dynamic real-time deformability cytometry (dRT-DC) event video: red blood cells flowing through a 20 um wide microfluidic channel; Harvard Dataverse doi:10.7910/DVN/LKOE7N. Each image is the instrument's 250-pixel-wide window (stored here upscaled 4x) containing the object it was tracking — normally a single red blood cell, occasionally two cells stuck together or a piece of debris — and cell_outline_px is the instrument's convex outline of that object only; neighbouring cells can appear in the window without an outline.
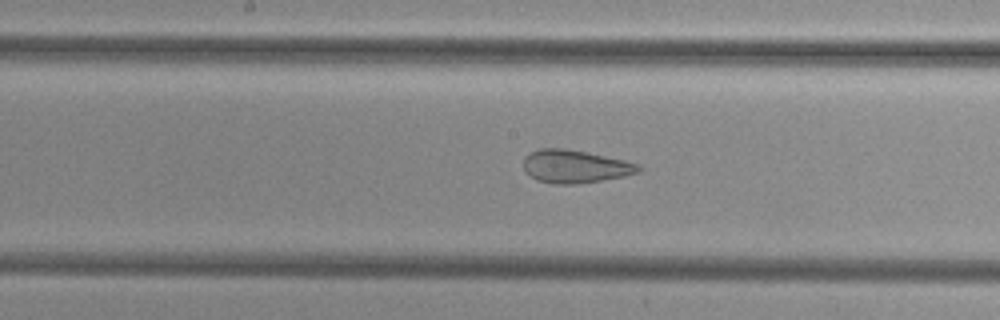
{"species": "common noctule bat (a hibernating species)", "species_latin": "Nyctalus noctula", "temperature_condition": "cold", "stored_images_in_passage": 50, "segment_of_instrument_passage": [2, 2], "camera_frame_rate_fps": 3000, "um_per_image_px": 0.085, "animal": {"sex": "female", "body_mass_g": 29.2, "forearm_length_mm": 56.3}, "frame": {"image": 1, "passage_image": 26, "time_ms": 8.333, "image_size_px": [1000, 320], "cell_outline_px": [[644, 168], [640, 172], [624, 176], [576, 184], [552, 184], [536, 180], [524, 172], [524, 156], [540, 148], [564, 148], [624, 160], [640, 164]], "centroid_in_image_um": [48.87, 14.16], "position_along_channel_um": 199.3, "area_um2": 22.14}}
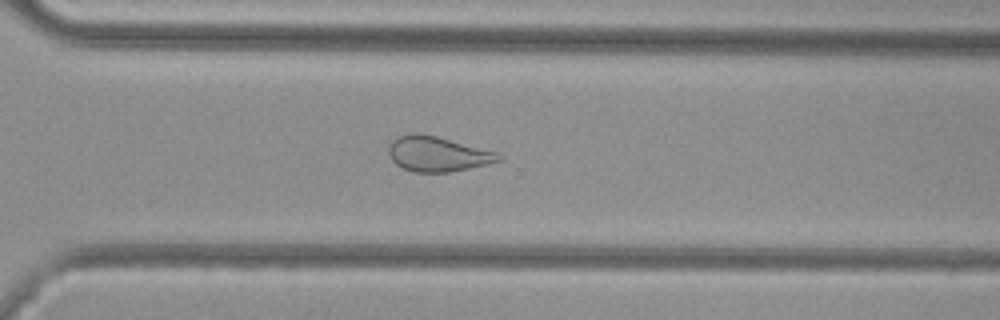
{"frame": {"image": 2, "passage_image": 36, "time_ms": 11.667, "image_size_px": [1000, 320], "cell_outline_px": [[504, 160], [488, 164], [448, 172], [412, 172], [396, 164], [392, 160], [388, 152], [388, 148], [392, 140], [400, 136], [412, 132], [420, 132], [436, 136], [496, 152], [504, 156]], "centroid_in_image_um": [37.19, 13.08], "position_along_channel_um": 333.4, "area_um2": 22.43}}
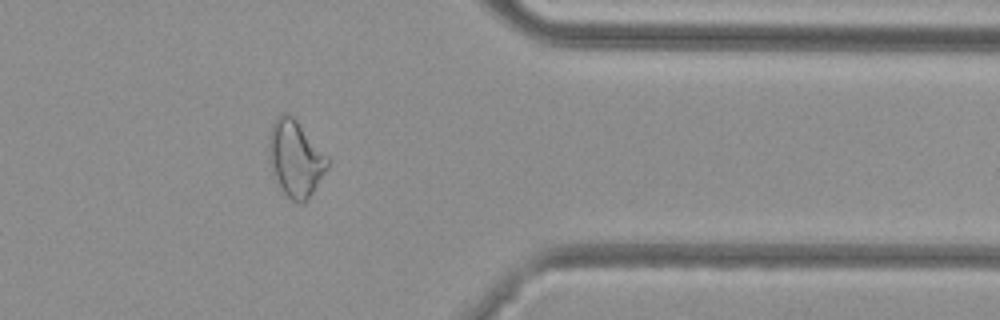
{"frame": {"image": 3, "passage_image": 41, "time_ms": 13.333, "image_size_px": [1000, 320], "cell_outline_px": [[328, 168], [304, 204], [300, 204], [292, 200], [284, 192], [272, 176], [268, 160], [268, 136], [272, 124], [276, 116], [280, 112], [288, 112], [296, 120], [328, 156]], "centroid_in_image_um": [25.07, 13.45], "position_along_channel_um": 386.3, "area_um2": 26.36}}